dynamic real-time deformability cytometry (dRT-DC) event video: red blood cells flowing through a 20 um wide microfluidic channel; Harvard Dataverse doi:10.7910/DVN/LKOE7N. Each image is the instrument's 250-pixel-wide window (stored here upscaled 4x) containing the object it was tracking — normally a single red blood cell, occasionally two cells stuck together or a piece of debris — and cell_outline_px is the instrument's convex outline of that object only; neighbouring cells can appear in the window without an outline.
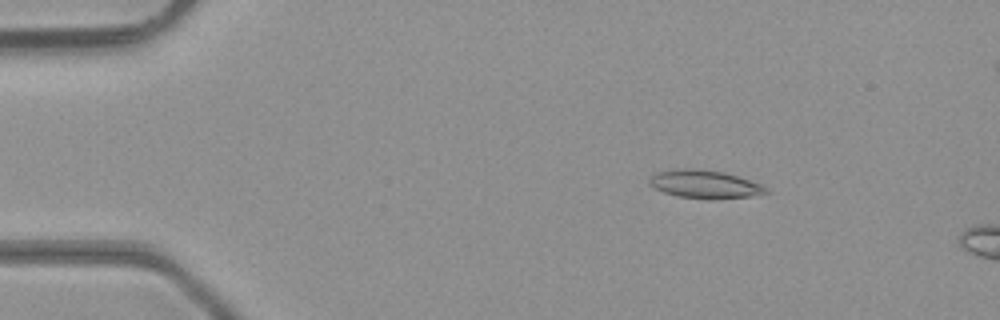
{"species": "common noctule bat (a hibernating species)", "species_latin": "Nyctalus noctula", "temperature_condition": "room temperature", "stored_images_in_passage": 4, "camera_frame_rate_fps": 3000, "um_per_image_px": 0.085, "animal": {"sex": "male", "body_mass_g": 23.1, "forearm_length_mm": 52.7}, "frame": {"image": 1, "passage_image": 2, "time_ms": 0.333, "image_size_px": [1000, 320], "cell_outline_px": [[772, 192], [752, 196], [712, 200], [708, 200], [676, 196], [664, 192], [648, 184], [648, 180], [656, 172], [672, 168], [692, 168], [724, 172], [760, 184], [768, 188]], "centroid_in_image_um": [59.89, 15.67], "position_along_channel_um": 25.1, "area_um2": 19.42}}